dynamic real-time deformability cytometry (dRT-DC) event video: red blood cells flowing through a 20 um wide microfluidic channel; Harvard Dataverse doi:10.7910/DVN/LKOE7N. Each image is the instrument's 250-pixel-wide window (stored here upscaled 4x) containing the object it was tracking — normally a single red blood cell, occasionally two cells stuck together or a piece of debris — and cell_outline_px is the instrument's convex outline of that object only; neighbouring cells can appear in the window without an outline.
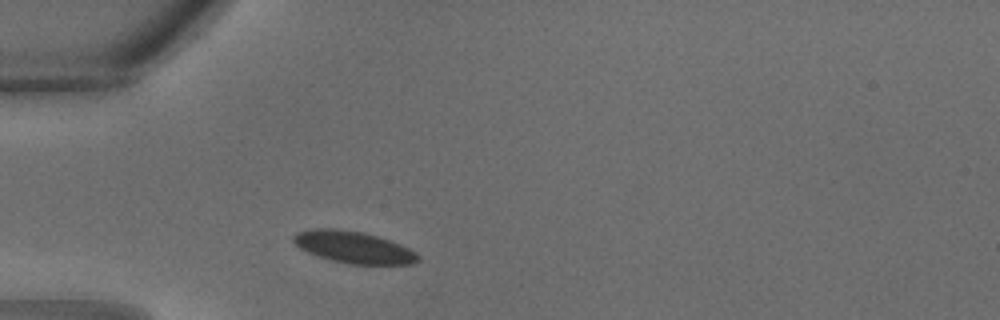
{"species": "common noctule bat (a hibernating species)", "species_latin": "Nyctalus noctula", "temperature_condition": "warm", "stored_images_in_passage": 24, "camera_frame_rate_fps": 3000, "um_per_image_px": 0.085, "animal": {"sex": "male", "body_mass_g": 18.8}, "frame": {"image": 1, "passage_image": 1, "time_ms": 0.0, "image_size_px": [1000, 320], "cell_outline_px": [[420, 260], [412, 264], [348, 264], [332, 260], [308, 252], [300, 248], [292, 240], [292, 236], [296, 232], [312, 228], [332, 228], [364, 232], [400, 244], [416, 252], [420, 256]], "centroid_in_image_um": [30.04, 21.0], "position_along_channel_um": 55.0, "area_um2": 23.06}}
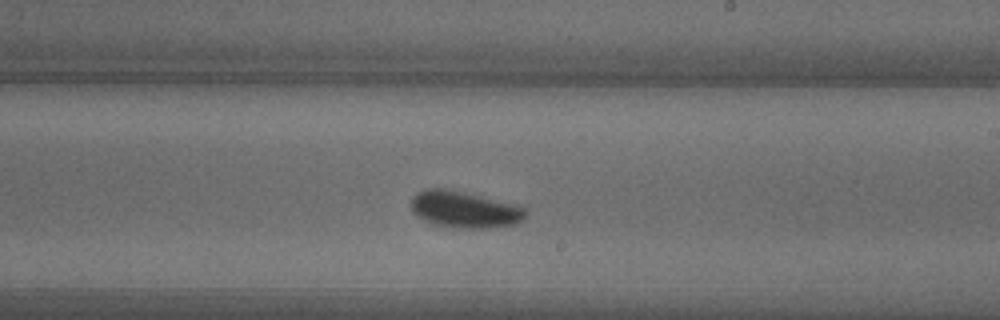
{"frame": {"image": 2, "passage_image": 11, "time_ms": 3.333, "image_size_px": [1000, 320], "cell_outline_px": [[528, 212], [516, 224], [488, 228], [448, 228], [432, 224], [416, 216], [412, 212], [412, 196], [416, 192], [424, 188], [444, 188], [464, 192], [520, 204]], "centroid_in_image_um": [39.47, 17.8], "position_along_channel_um": 249.5, "area_um2": 24.91}}
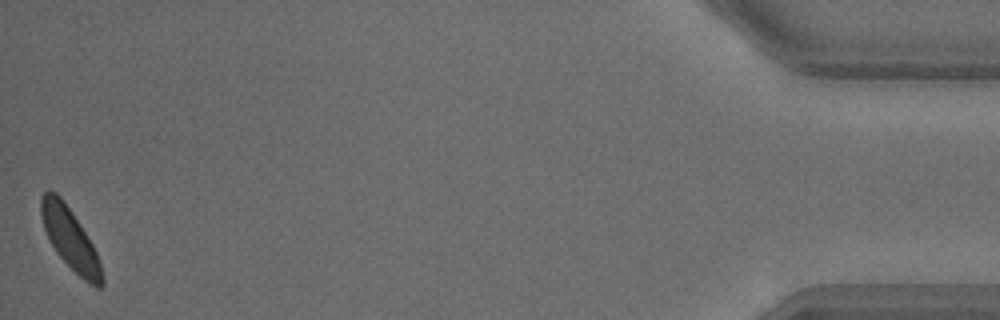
{"frame": {"image": 3, "passage_image": 24, "time_ms": 7.667, "image_size_px": [1000, 320], "cell_outline_px": [[104, 284], [100, 288], [96, 288], [84, 280], [56, 252], [44, 228], [40, 212], [40, 196], [48, 188], [56, 192], [60, 196], [72, 212], [80, 224], [92, 244], [96, 252], [104, 276]], "centroid_in_image_um": [5.96, 20.27], "position_along_channel_um": 429.2, "area_um2": 21.5}}